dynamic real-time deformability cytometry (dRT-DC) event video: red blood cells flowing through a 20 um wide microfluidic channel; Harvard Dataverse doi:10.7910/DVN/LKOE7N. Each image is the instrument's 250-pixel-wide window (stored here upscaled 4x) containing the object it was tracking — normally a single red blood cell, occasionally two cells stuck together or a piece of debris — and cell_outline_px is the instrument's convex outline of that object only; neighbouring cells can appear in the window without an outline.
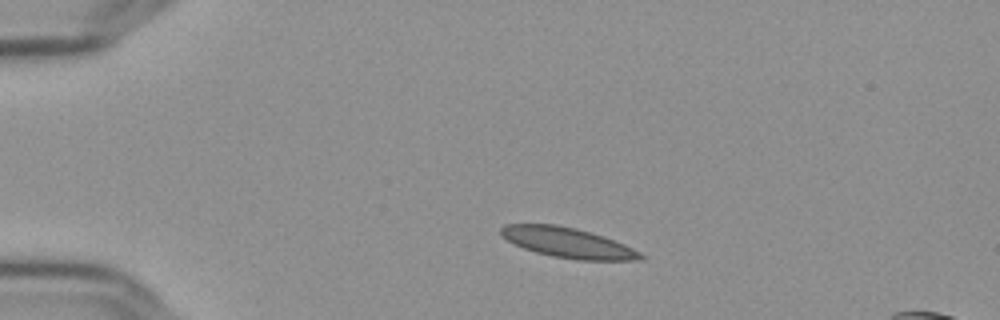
{"species": "Egyptian fruit bat (a non-hibernating species)", "species_latin": "Rousettus aegyptiacus", "temperature_condition": "cold", "stored_images_in_passage": 45, "camera_frame_rate_fps": 3000, "um_per_image_px": 0.085, "frame": {"image": 1, "passage_image": 1, "time_ms": 0.0, "image_size_px": [1000, 320], "cell_outline_px": [[644, 260], [576, 260], [552, 256], [536, 252], [524, 248], [508, 240], [500, 232], [500, 228], [504, 224], [556, 224], [576, 228], [604, 236], [624, 244], [640, 252], [644, 256]], "centroid_in_image_um": [48.29, 20.63], "position_along_channel_um": 36.7, "area_um2": 24.39}}
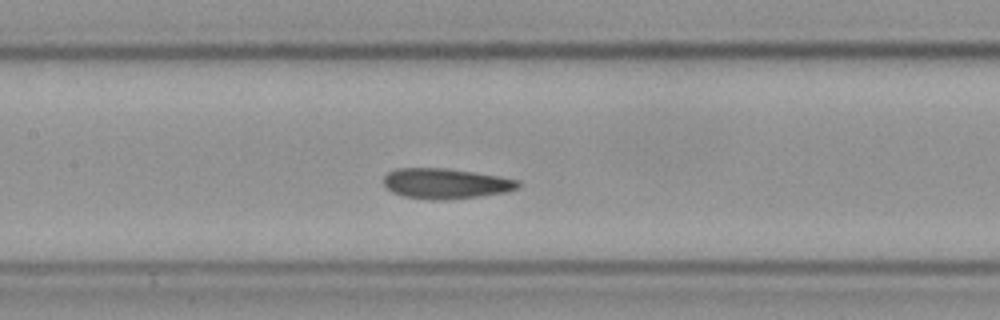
{"frame": {"image": 2, "passage_image": 16, "time_ms": 5.0, "image_size_px": [1000, 320], "cell_outline_px": [[520, 184], [516, 188], [508, 192], [480, 196], [444, 200], [432, 200], [404, 196], [392, 192], [384, 184], [384, 176], [388, 172], [396, 168], [444, 168], [500, 176], [516, 180]], "centroid_in_image_um": [37.86, 15.6], "position_along_channel_um": 169.5, "area_um2": 23.64}}
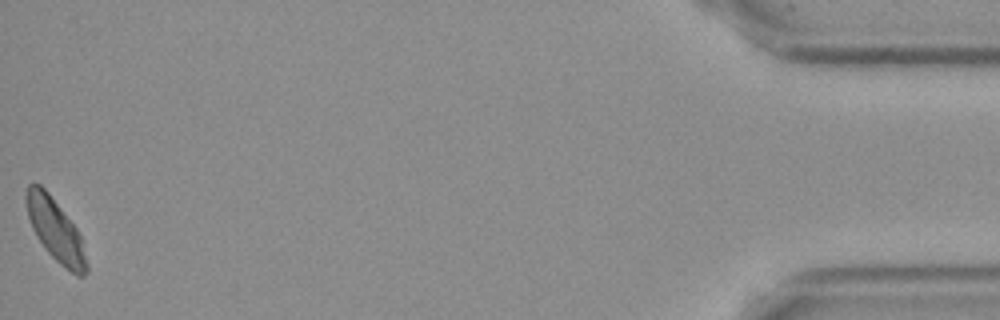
{"frame": {"image": 3, "passage_image": 45, "time_ms": 14.667, "image_size_px": [1000, 320], "cell_outline_px": [[88, 272], [84, 276], [76, 276], [64, 268], [44, 248], [36, 236], [32, 228], [28, 216], [24, 200], [24, 196], [28, 184], [40, 184], [48, 192], [76, 228], [80, 236], [88, 264]], "centroid_in_image_um": [4.7, 19.58], "position_along_channel_um": 430.5, "area_um2": 21.91}, "authors_computed_cell_mechanics": {"area_um2": 23.4668, "velocity_mm_per_s": 3.6078, "shape_relaxation_time_tau1_ms": null, "shape_relaxation_time_tau2_ms": 5.1963, "deformation_change_tau1": null, "deformation_change_tau2": 0.0775}}